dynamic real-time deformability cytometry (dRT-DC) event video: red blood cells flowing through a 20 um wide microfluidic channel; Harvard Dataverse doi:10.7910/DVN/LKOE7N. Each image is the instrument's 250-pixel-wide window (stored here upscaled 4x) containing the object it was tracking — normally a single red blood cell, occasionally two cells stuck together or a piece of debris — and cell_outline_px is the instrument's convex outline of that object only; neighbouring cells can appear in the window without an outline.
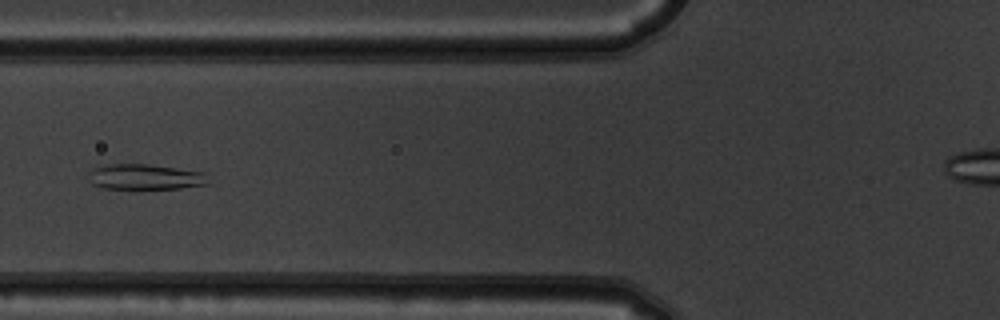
{"species": "common noctule bat (a hibernating species)", "species_latin": "Nyctalus noctula", "temperature_condition": "warm", "stored_images_in_passage": 8, "camera_frame_rate_fps": 3000, "um_per_image_px": 0.085, "animal": {"sex": "male", "body_mass_g": 19.5, "forearm_length_mm": 54.6}, "frame": {"image": 1, "passage_image": 7, "time_ms": 2.0, "image_size_px": [1000, 320], "cell_outline_px": [[212, 184], [180, 188], [104, 188], [92, 184], [88, 180], [88, 172], [96, 168], [108, 164], [148, 164], [204, 172]], "centroid_in_image_um": [12.37, 15.03], "position_along_channel_um": 113.4, "area_um2": 17.74}}